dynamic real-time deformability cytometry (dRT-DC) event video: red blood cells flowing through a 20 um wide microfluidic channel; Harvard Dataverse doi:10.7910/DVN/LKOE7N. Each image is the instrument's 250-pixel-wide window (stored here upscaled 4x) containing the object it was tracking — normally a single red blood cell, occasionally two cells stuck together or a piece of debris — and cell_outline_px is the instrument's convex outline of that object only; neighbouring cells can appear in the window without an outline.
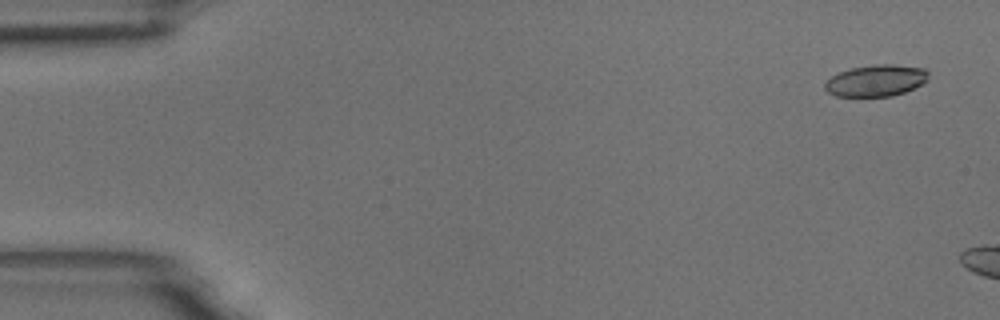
{"species": "common noctule bat (a hibernating species)", "species_latin": "Nyctalus noctula", "temperature_condition": "room temperature", "stored_images_in_passage": 3, "camera_frame_rate_fps": 3000, "um_per_image_px": 0.085, "animal": {"sex": "male", "body_mass_g": 18.8}, "frame": {"image": 1, "passage_image": 1, "time_ms": 0.0, "image_size_px": [1000, 320], "cell_outline_px": [[928, 80], [904, 92], [892, 96], [836, 96], [828, 92], [824, 88], [824, 84], [832, 76], [840, 72], [852, 68], [876, 64], [892, 64], [924, 68], [928, 72]], "centroid_in_image_um": [74.46, 6.84], "position_along_channel_um": 10.5, "area_um2": 18.84}}